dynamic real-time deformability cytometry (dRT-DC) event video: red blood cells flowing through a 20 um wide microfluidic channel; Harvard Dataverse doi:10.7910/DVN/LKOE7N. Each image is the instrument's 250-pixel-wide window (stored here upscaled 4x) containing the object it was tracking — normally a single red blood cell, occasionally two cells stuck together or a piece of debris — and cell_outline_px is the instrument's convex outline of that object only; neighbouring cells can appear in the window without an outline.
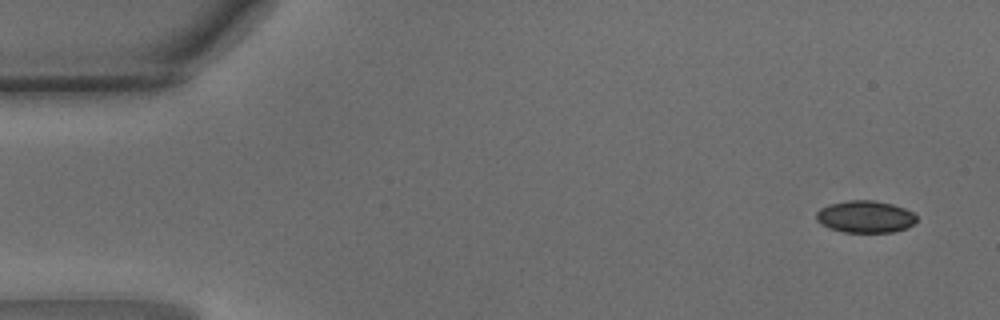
{"species": "common noctule bat (a hibernating species)", "species_latin": "Nyctalus noctula", "temperature_condition": "warm", "stored_images_in_passage": 46, "camera_frame_rate_fps": 3000, "um_per_image_px": 0.085, "animal": {"sex": "male", "body_mass_g": 15.6}, "frame": {"image": 1, "passage_image": 1, "time_ms": 0.0, "image_size_px": [1000, 320], "cell_outline_px": [[916, 220], [908, 228], [892, 232], [844, 232], [828, 228], [820, 224], [816, 220], [816, 212], [820, 208], [828, 204], [848, 200], [876, 200], [892, 204], [904, 208], [912, 212], [916, 216]], "centroid_in_image_um": [73.51, 18.41], "position_along_channel_um": 11.5, "area_um2": 18.9}}
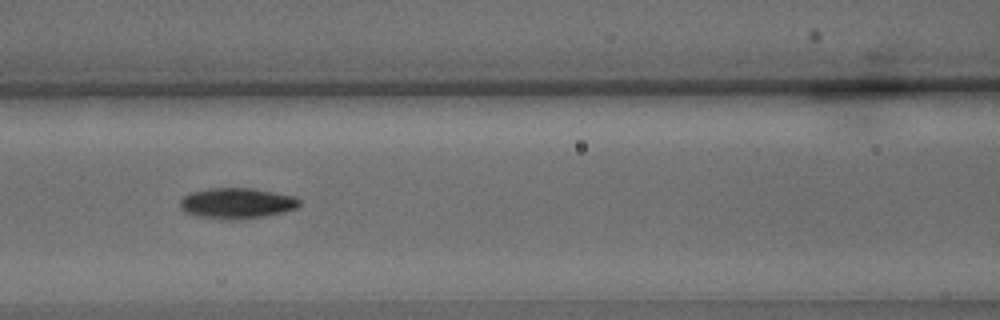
{"frame": {"image": 2, "passage_image": 19, "time_ms": 6.0, "image_size_px": [1000, 320], "cell_outline_px": [[300, 204], [296, 208], [284, 212], [264, 216], [236, 220], [196, 216], [184, 212], [180, 208], [180, 200], [184, 196], [192, 192], [208, 188], [252, 188], [292, 196], [300, 200]], "centroid_in_image_um": [20.1, 17.28], "position_along_channel_um": 146.5, "area_um2": 21.21}}
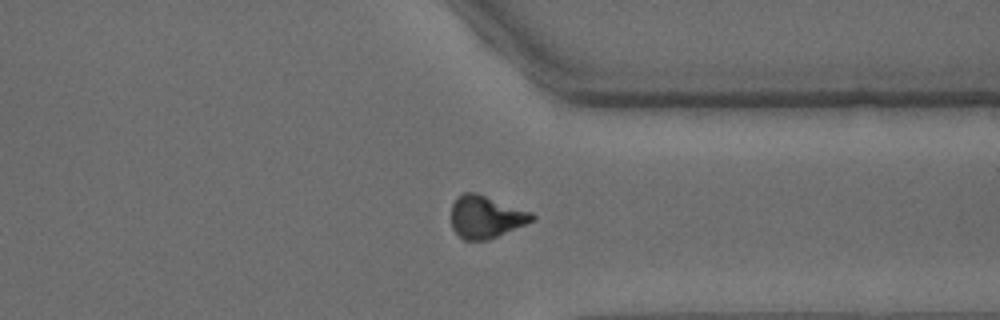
{"frame": {"image": 3, "passage_image": 35, "time_ms": 11.333, "image_size_px": [1000, 320], "cell_outline_px": [[536, 216], [532, 220], [524, 224], [488, 240], [464, 240], [452, 228], [452, 204], [456, 196], [464, 192], [476, 192], [532, 212]], "centroid_in_image_um": [41.27, 18.41], "position_along_channel_um": 370.1, "area_um2": 19.83}, "authors_computed_cell_mechanics": {"area_um2": 20.3167, "velocity_mm_per_s": 4.2239, "shape_relaxation_time_tau1_ms": 2.7823, "shape_relaxation_time_tau2_ms": 3.8919, "deformation_change_tau1": 0.1226, "deformation_change_tau2": 0.1002}}